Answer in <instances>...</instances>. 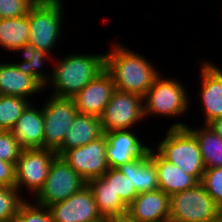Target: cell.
Returning a JSON list of instances; mask_svg holds the SVG:
<instances>
[{
	"mask_svg": "<svg viewBox=\"0 0 222 222\" xmlns=\"http://www.w3.org/2000/svg\"><path fill=\"white\" fill-rule=\"evenodd\" d=\"M48 208L53 222H100L103 220L88 185L68 199L52 204Z\"/></svg>",
	"mask_w": 222,
	"mask_h": 222,
	"instance_id": "cell-12",
	"label": "cell"
},
{
	"mask_svg": "<svg viewBox=\"0 0 222 222\" xmlns=\"http://www.w3.org/2000/svg\"><path fill=\"white\" fill-rule=\"evenodd\" d=\"M36 105L31 102L11 130L24 149L44 148L43 111Z\"/></svg>",
	"mask_w": 222,
	"mask_h": 222,
	"instance_id": "cell-17",
	"label": "cell"
},
{
	"mask_svg": "<svg viewBox=\"0 0 222 222\" xmlns=\"http://www.w3.org/2000/svg\"><path fill=\"white\" fill-rule=\"evenodd\" d=\"M114 90L113 78L104 69L72 98L78 113L101 117Z\"/></svg>",
	"mask_w": 222,
	"mask_h": 222,
	"instance_id": "cell-15",
	"label": "cell"
},
{
	"mask_svg": "<svg viewBox=\"0 0 222 222\" xmlns=\"http://www.w3.org/2000/svg\"><path fill=\"white\" fill-rule=\"evenodd\" d=\"M103 135L100 117L77 113L56 153L61 156L66 150L86 145Z\"/></svg>",
	"mask_w": 222,
	"mask_h": 222,
	"instance_id": "cell-19",
	"label": "cell"
},
{
	"mask_svg": "<svg viewBox=\"0 0 222 222\" xmlns=\"http://www.w3.org/2000/svg\"><path fill=\"white\" fill-rule=\"evenodd\" d=\"M37 0H0V19L27 15Z\"/></svg>",
	"mask_w": 222,
	"mask_h": 222,
	"instance_id": "cell-32",
	"label": "cell"
},
{
	"mask_svg": "<svg viewBox=\"0 0 222 222\" xmlns=\"http://www.w3.org/2000/svg\"><path fill=\"white\" fill-rule=\"evenodd\" d=\"M15 164L0 160V186H15Z\"/></svg>",
	"mask_w": 222,
	"mask_h": 222,
	"instance_id": "cell-33",
	"label": "cell"
},
{
	"mask_svg": "<svg viewBox=\"0 0 222 222\" xmlns=\"http://www.w3.org/2000/svg\"><path fill=\"white\" fill-rule=\"evenodd\" d=\"M29 12L27 15L0 19V47L7 52L24 46L29 41Z\"/></svg>",
	"mask_w": 222,
	"mask_h": 222,
	"instance_id": "cell-25",
	"label": "cell"
},
{
	"mask_svg": "<svg viewBox=\"0 0 222 222\" xmlns=\"http://www.w3.org/2000/svg\"><path fill=\"white\" fill-rule=\"evenodd\" d=\"M113 43L110 51H105V69L111 74L115 89L144 97L161 71L124 42Z\"/></svg>",
	"mask_w": 222,
	"mask_h": 222,
	"instance_id": "cell-1",
	"label": "cell"
},
{
	"mask_svg": "<svg viewBox=\"0 0 222 222\" xmlns=\"http://www.w3.org/2000/svg\"><path fill=\"white\" fill-rule=\"evenodd\" d=\"M198 64L200 66L201 89L198 96L202 103V111L204 112V123L208 125L216 118L222 117V69L211 63L212 60L203 59Z\"/></svg>",
	"mask_w": 222,
	"mask_h": 222,
	"instance_id": "cell-14",
	"label": "cell"
},
{
	"mask_svg": "<svg viewBox=\"0 0 222 222\" xmlns=\"http://www.w3.org/2000/svg\"><path fill=\"white\" fill-rule=\"evenodd\" d=\"M152 160L157 171L159 189L169 196L193 188L200 183L194 176L187 174L178 166L165 160L153 148Z\"/></svg>",
	"mask_w": 222,
	"mask_h": 222,
	"instance_id": "cell-20",
	"label": "cell"
},
{
	"mask_svg": "<svg viewBox=\"0 0 222 222\" xmlns=\"http://www.w3.org/2000/svg\"><path fill=\"white\" fill-rule=\"evenodd\" d=\"M127 215L136 222H169L170 196L161 189L140 193L128 205Z\"/></svg>",
	"mask_w": 222,
	"mask_h": 222,
	"instance_id": "cell-16",
	"label": "cell"
},
{
	"mask_svg": "<svg viewBox=\"0 0 222 222\" xmlns=\"http://www.w3.org/2000/svg\"><path fill=\"white\" fill-rule=\"evenodd\" d=\"M23 149L11 131L0 130V160L16 164Z\"/></svg>",
	"mask_w": 222,
	"mask_h": 222,
	"instance_id": "cell-31",
	"label": "cell"
},
{
	"mask_svg": "<svg viewBox=\"0 0 222 222\" xmlns=\"http://www.w3.org/2000/svg\"><path fill=\"white\" fill-rule=\"evenodd\" d=\"M187 91L177 78H165L161 73L143 97L145 119L151 115L174 119L186 114L191 104Z\"/></svg>",
	"mask_w": 222,
	"mask_h": 222,
	"instance_id": "cell-4",
	"label": "cell"
},
{
	"mask_svg": "<svg viewBox=\"0 0 222 222\" xmlns=\"http://www.w3.org/2000/svg\"><path fill=\"white\" fill-rule=\"evenodd\" d=\"M200 183L222 209V167L206 168Z\"/></svg>",
	"mask_w": 222,
	"mask_h": 222,
	"instance_id": "cell-30",
	"label": "cell"
},
{
	"mask_svg": "<svg viewBox=\"0 0 222 222\" xmlns=\"http://www.w3.org/2000/svg\"><path fill=\"white\" fill-rule=\"evenodd\" d=\"M104 135L107 141L106 158L109 168H117L135 159H143L152 148L143 143L131 129L110 131Z\"/></svg>",
	"mask_w": 222,
	"mask_h": 222,
	"instance_id": "cell-13",
	"label": "cell"
},
{
	"mask_svg": "<svg viewBox=\"0 0 222 222\" xmlns=\"http://www.w3.org/2000/svg\"><path fill=\"white\" fill-rule=\"evenodd\" d=\"M14 222H53V219L48 207L25 199L18 208Z\"/></svg>",
	"mask_w": 222,
	"mask_h": 222,
	"instance_id": "cell-29",
	"label": "cell"
},
{
	"mask_svg": "<svg viewBox=\"0 0 222 222\" xmlns=\"http://www.w3.org/2000/svg\"><path fill=\"white\" fill-rule=\"evenodd\" d=\"M117 169L129 178L138 194L159 189L157 171L152 160V148L145 158L122 164Z\"/></svg>",
	"mask_w": 222,
	"mask_h": 222,
	"instance_id": "cell-21",
	"label": "cell"
},
{
	"mask_svg": "<svg viewBox=\"0 0 222 222\" xmlns=\"http://www.w3.org/2000/svg\"><path fill=\"white\" fill-rule=\"evenodd\" d=\"M87 185L92 191L98 213L103 219L127 215L128 206L102 177L88 181Z\"/></svg>",
	"mask_w": 222,
	"mask_h": 222,
	"instance_id": "cell-23",
	"label": "cell"
},
{
	"mask_svg": "<svg viewBox=\"0 0 222 222\" xmlns=\"http://www.w3.org/2000/svg\"><path fill=\"white\" fill-rule=\"evenodd\" d=\"M155 150L199 182L206 169L195 135L187 127H169Z\"/></svg>",
	"mask_w": 222,
	"mask_h": 222,
	"instance_id": "cell-3",
	"label": "cell"
},
{
	"mask_svg": "<svg viewBox=\"0 0 222 222\" xmlns=\"http://www.w3.org/2000/svg\"><path fill=\"white\" fill-rule=\"evenodd\" d=\"M100 119L104 133L134 129L145 119L143 97L115 89Z\"/></svg>",
	"mask_w": 222,
	"mask_h": 222,
	"instance_id": "cell-9",
	"label": "cell"
},
{
	"mask_svg": "<svg viewBox=\"0 0 222 222\" xmlns=\"http://www.w3.org/2000/svg\"><path fill=\"white\" fill-rule=\"evenodd\" d=\"M24 200L15 186H0V222H14Z\"/></svg>",
	"mask_w": 222,
	"mask_h": 222,
	"instance_id": "cell-28",
	"label": "cell"
},
{
	"mask_svg": "<svg viewBox=\"0 0 222 222\" xmlns=\"http://www.w3.org/2000/svg\"><path fill=\"white\" fill-rule=\"evenodd\" d=\"M102 178L110 184L111 189L118 194L120 199L128 206L138 195L135 186L131 181L117 168H109Z\"/></svg>",
	"mask_w": 222,
	"mask_h": 222,
	"instance_id": "cell-27",
	"label": "cell"
},
{
	"mask_svg": "<svg viewBox=\"0 0 222 222\" xmlns=\"http://www.w3.org/2000/svg\"><path fill=\"white\" fill-rule=\"evenodd\" d=\"M222 209L201 183L170 196L169 222H219Z\"/></svg>",
	"mask_w": 222,
	"mask_h": 222,
	"instance_id": "cell-6",
	"label": "cell"
},
{
	"mask_svg": "<svg viewBox=\"0 0 222 222\" xmlns=\"http://www.w3.org/2000/svg\"><path fill=\"white\" fill-rule=\"evenodd\" d=\"M208 125L222 138V117L214 119Z\"/></svg>",
	"mask_w": 222,
	"mask_h": 222,
	"instance_id": "cell-34",
	"label": "cell"
},
{
	"mask_svg": "<svg viewBox=\"0 0 222 222\" xmlns=\"http://www.w3.org/2000/svg\"><path fill=\"white\" fill-rule=\"evenodd\" d=\"M42 105L44 148L56 151L78 111L73 98L51 95Z\"/></svg>",
	"mask_w": 222,
	"mask_h": 222,
	"instance_id": "cell-10",
	"label": "cell"
},
{
	"mask_svg": "<svg viewBox=\"0 0 222 222\" xmlns=\"http://www.w3.org/2000/svg\"><path fill=\"white\" fill-rule=\"evenodd\" d=\"M169 127H187L196 137L206 168L222 167V138L209 125L193 128L184 122H172Z\"/></svg>",
	"mask_w": 222,
	"mask_h": 222,
	"instance_id": "cell-22",
	"label": "cell"
},
{
	"mask_svg": "<svg viewBox=\"0 0 222 222\" xmlns=\"http://www.w3.org/2000/svg\"><path fill=\"white\" fill-rule=\"evenodd\" d=\"M105 135L77 148L66 150L61 157L86 182L102 177L108 170Z\"/></svg>",
	"mask_w": 222,
	"mask_h": 222,
	"instance_id": "cell-11",
	"label": "cell"
},
{
	"mask_svg": "<svg viewBox=\"0 0 222 222\" xmlns=\"http://www.w3.org/2000/svg\"><path fill=\"white\" fill-rule=\"evenodd\" d=\"M30 103L20 96L0 95V130L11 131Z\"/></svg>",
	"mask_w": 222,
	"mask_h": 222,
	"instance_id": "cell-26",
	"label": "cell"
},
{
	"mask_svg": "<svg viewBox=\"0 0 222 222\" xmlns=\"http://www.w3.org/2000/svg\"><path fill=\"white\" fill-rule=\"evenodd\" d=\"M45 88L31 75L24 74L14 64L0 62V95L20 96L29 100ZM34 95V96H33Z\"/></svg>",
	"mask_w": 222,
	"mask_h": 222,
	"instance_id": "cell-18",
	"label": "cell"
},
{
	"mask_svg": "<svg viewBox=\"0 0 222 222\" xmlns=\"http://www.w3.org/2000/svg\"><path fill=\"white\" fill-rule=\"evenodd\" d=\"M21 53V61H17L15 66L24 74L33 76L44 88L49 83L52 77V70L47 74V71L43 68L46 60L53 61V55H50L45 50L37 49L29 41L24 46L17 48L13 53ZM19 62V63H18ZM44 69V70H43Z\"/></svg>",
	"mask_w": 222,
	"mask_h": 222,
	"instance_id": "cell-24",
	"label": "cell"
},
{
	"mask_svg": "<svg viewBox=\"0 0 222 222\" xmlns=\"http://www.w3.org/2000/svg\"><path fill=\"white\" fill-rule=\"evenodd\" d=\"M87 182L61 156L52 162L42 189L34 202L44 207L62 202L82 189Z\"/></svg>",
	"mask_w": 222,
	"mask_h": 222,
	"instance_id": "cell-8",
	"label": "cell"
},
{
	"mask_svg": "<svg viewBox=\"0 0 222 222\" xmlns=\"http://www.w3.org/2000/svg\"><path fill=\"white\" fill-rule=\"evenodd\" d=\"M68 54L53 59L52 77L45 86V89L52 88L51 95L72 98L105 69L104 52Z\"/></svg>",
	"mask_w": 222,
	"mask_h": 222,
	"instance_id": "cell-2",
	"label": "cell"
},
{
	"mask_svg": "<svg viewBox=\"0 0 222 222\" xmlns=\"http://www.w3.org/2000/svg\"><path fill=\"white\" fill-rule=\"evenodd\" d=\"M57 156L56 151L46 148L22 150L15 164V187L24 199H28L24 196V188L32 199L39 193Z\"/></svg>",
	"mask_w": 222,
	"mask_h": 222,
	"instance_id": "cell-7",
	"label": "cell"
},
{
	"mask_svg": "<svg viewBox=\"0 0 222 222\" xmlns=\"http://www.w3.org/2000/svg\"><path fill=\"white\" fill-rule=\"evenodd\" d=\"M110 220L112 222H136L135 220H132L128 215L111 218Z\"/></svg>",
	"mask_w": 222,
	"mask_h": 222,
	"instance_id": "cell-35",
	"label": "cell"
},
{
	"mask_svg": "<svg viewBox=\"0 0 222 222\" xmlns=\"http://www.w3.org/2000/svg\"><path fill=\"white\" fill-rule=\"evenodd\" d=\"M100 222H112L110 219H103L102 221Z\"/></svg>",
	"mask_w": 222,
	"mask_h": 222,
	"instance_id": "cell-36",
	"label": "cell"
},
{
	"mask_svg": "<svg viewBox=\"0 0 222 222\" xmlns=\"http://www.w3.org/2000/svg\"><path fill=\"white\" fill-rule=\"evenodd\" d=\"M62 0H37L29 9V42L50 55L58 45L64 24Z\"/></svg>",
	"mask_w": 222,
	"mask_h": 222,
	"instance_id": "cell-5",
	"label": "cell"
}]
</instances>
